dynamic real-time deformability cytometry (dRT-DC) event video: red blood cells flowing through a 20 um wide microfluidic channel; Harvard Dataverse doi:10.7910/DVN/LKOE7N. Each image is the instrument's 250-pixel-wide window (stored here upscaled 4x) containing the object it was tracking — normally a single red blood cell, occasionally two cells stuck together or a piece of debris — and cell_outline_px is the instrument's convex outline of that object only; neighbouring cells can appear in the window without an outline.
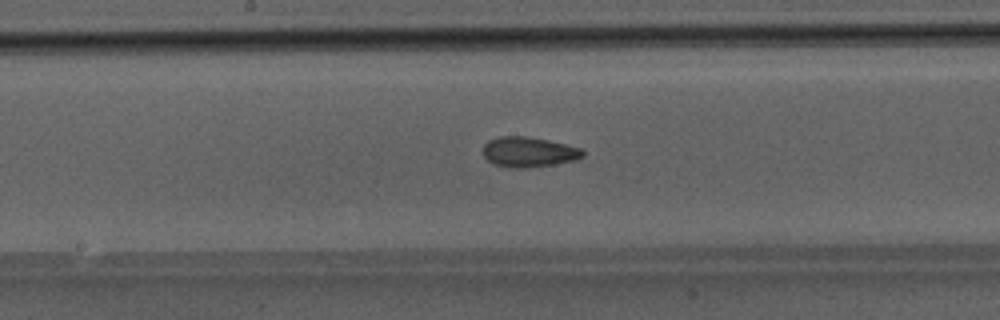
{"species": "Egyptian fruit bat (a non-hibernating species)", "species_latin": "Rousettus aegyptiacus", "temperature_condition": "room temperature", "stored_images_in_passage": 49, "segment_of_instrument_passage": [1, 2], "camera_frame_rate_fps": 3000, "um_per_image_px": 0.085, "animal": {"sex": "male"}, "frame": {"image": 1, "passage_image": 25, "time_ms": 8.0, "image_size_px": [1000, 320], "cell_outline_px": [[584, 156], [572, 160], [552, 164], [524, 168], [508, 168], [492, 164], [484, 156], [484, 144], [488, 140], [500, 136], [524, 136], [548, 140], [580, 148], [584, 152]], "centroid_in_image_um": [44.88, 12.92], "position_along_channel_um": 203.3, "area_um2": 17.34}}
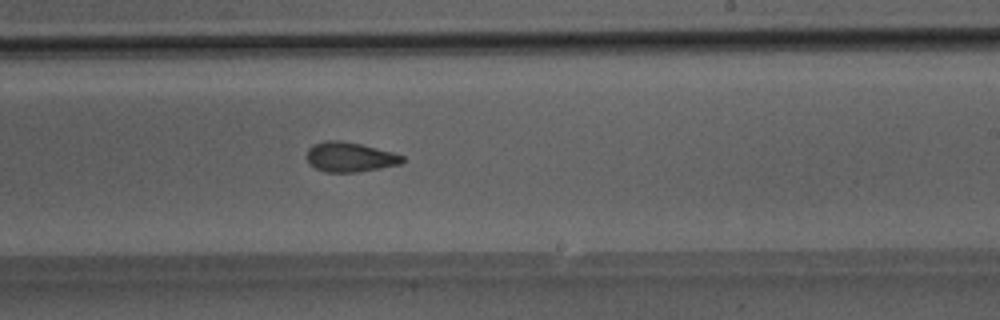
{"frame": {"image": 2, "passage_image": 29, "time_ms": 9.333, "image_size_px": [1000, 320], "cell_outline_px": [[404, 160], [400, 164], [380, 168], [356, 172], [324, 172], [308, 164], [308, 148], [312, 144], [328, 140], [340, 140], [360, 144], [392, 152], [404, 156]], "centroid_in_image_um": [29.72, 13.35], "position_along_channel_um": 259.3, "area_um2": 16.47}}
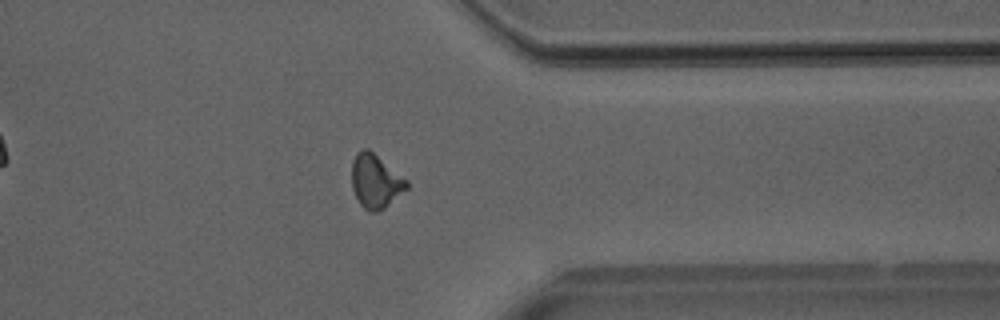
{"frame": {"image": 3, "passage_image": 38, "time_ms": 12.333, "image_size_px": [1000, 320], "cell_outline_px": [[408, 188], [384, 208], [376, 212], [368, 212], [360, 204], [352, 188], [352, 160], [356, 152], [364, 148], [368, 148], [408, 180]], "centroid_in_image_um": [31.91, 15.39], "position_along_channel_um": 379.5, "area_um2": 17.22}}